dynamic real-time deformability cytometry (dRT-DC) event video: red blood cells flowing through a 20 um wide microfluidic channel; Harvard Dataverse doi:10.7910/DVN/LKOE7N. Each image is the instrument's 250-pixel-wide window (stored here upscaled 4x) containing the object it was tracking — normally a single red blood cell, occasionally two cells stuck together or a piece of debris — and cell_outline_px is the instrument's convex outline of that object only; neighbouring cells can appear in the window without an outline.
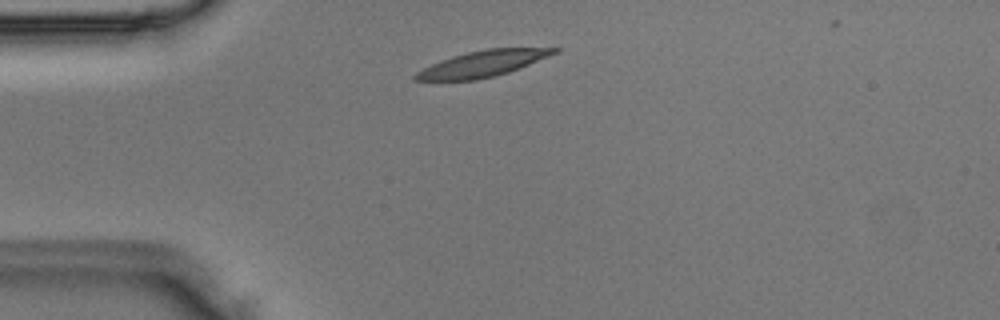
{"species": "Egyptian fruit bat (a non-hibernating species)", "species_latin": "Rousettus aegyptiacus", "temperature_condition": "room temperature", "stored_images_in_passage": 5, "camera_frame_rate_fps": 3000, "um_per_image_px": 0.085, "animal": {"sex": "male"}, "frame": {"image": 1, "passage_image": 1, "time_ms": 0.0, "image_size_px": [1000, 320], "cell_outline_px": [[560, 52], [508, 72], [496, 76], [476, 80], [416, 80], [412, 76], [416, 72], [440, 60], [452, 56], [468, 52], [488, 48], [560, 48]], "centroid_in_image_um": [41.04, 5.41], "position_along_channel_um": 44.0, "area_um2": 20.87}}
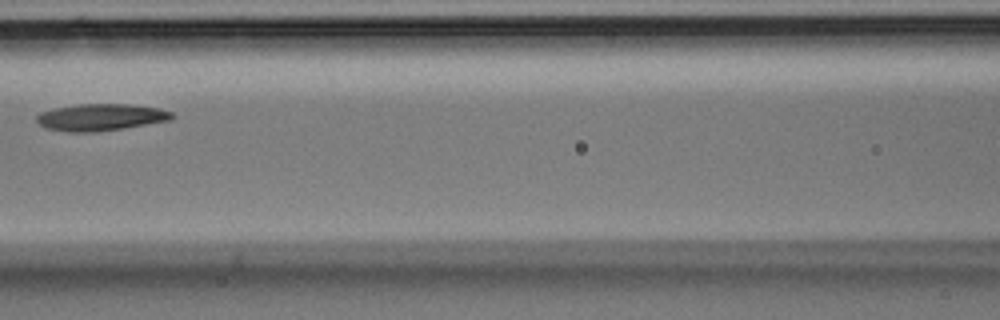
{"frame": {"image": 2, "passage_image": 4, "time_ms": 1.0, "image_size_px": [1000, 320], "cell_outline_px": [[176, 116], [172, 120], [124, 128], [92, 132], [68, 132], [44, 128], [36, 120], [36, 116], [40, 112], [56, 108], [76, 104], [128, 104], [160, 108], [172, 112]], "centroid_in_image_um": [8.58, 9.96], "position_along_channel_um": 158.0, "area_um2": 21.33}}
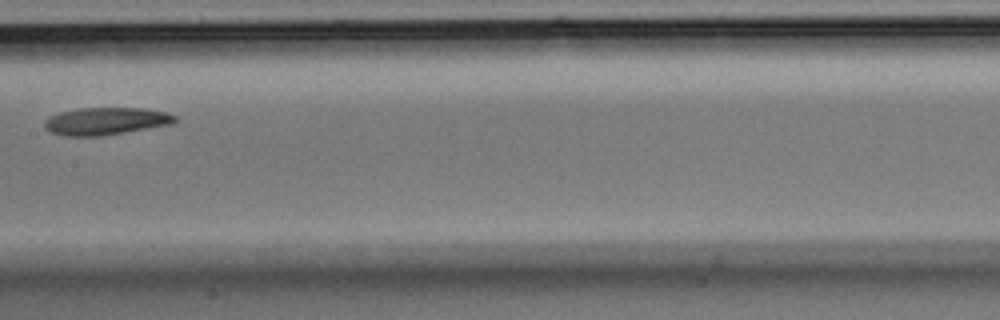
{"frame": {"image": 3, "passage_image": 5, "time_ms": 1.333, "image_size_px": [1000, 320], "cell_outline_px": [[176, 120], [172, 124], [100, 136], [64, 136], [48, 132], [44, 128], [44, 120], [48, 116], [60, 112], [80, 108], [144, 108], [168, 112], [176, 116]], "centroid_in_image_um": [8.95, 10.29], "position_along_channel_um": 198.5, "area_um2": 20.98}}